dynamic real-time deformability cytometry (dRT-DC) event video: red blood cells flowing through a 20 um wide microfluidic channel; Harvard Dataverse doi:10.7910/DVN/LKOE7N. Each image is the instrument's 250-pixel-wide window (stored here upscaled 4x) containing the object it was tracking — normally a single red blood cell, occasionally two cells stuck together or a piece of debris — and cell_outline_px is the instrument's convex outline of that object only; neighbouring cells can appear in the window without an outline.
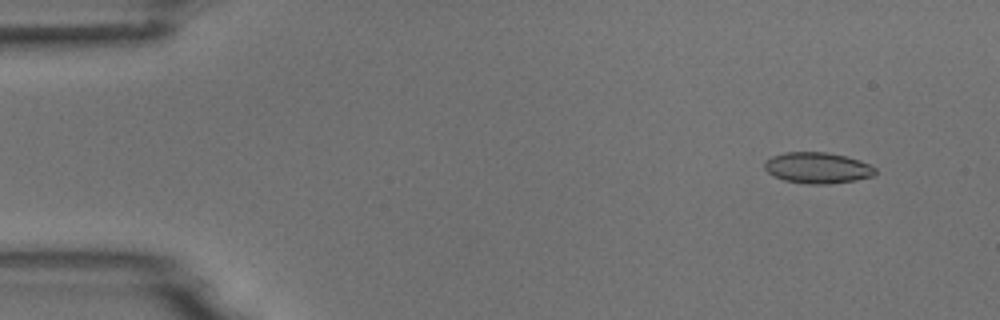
{"species": "common noctule bat (a hibernating species)", "species_latin": "Nyctalus noctula", "temperature_condition": "room temperature", "stored_images_in_passage": 15, "camera_frame_rate_fps": 3000, "um_per_image_px": 0.085, "animal": {"sex": "male", "body_mass_g": 18.8}, "frame": {"image": 1, "passage_image": 2, "time_ms": 0.333, "image_size_px": [1000, 320], "cell_outline_px": [[876, 172], [872, 176], [856, 180], [828, 184], [808, 184], [784, 180], [768, 172], [764, 168], [764, 160], [772, 156], [784, 152], [828, 152], [860, 160], [876, 168]], "centroid_in_image_um": [69.47, 14.26], "position_along_channel_um": 15.5, "area_um2": 20.0}}
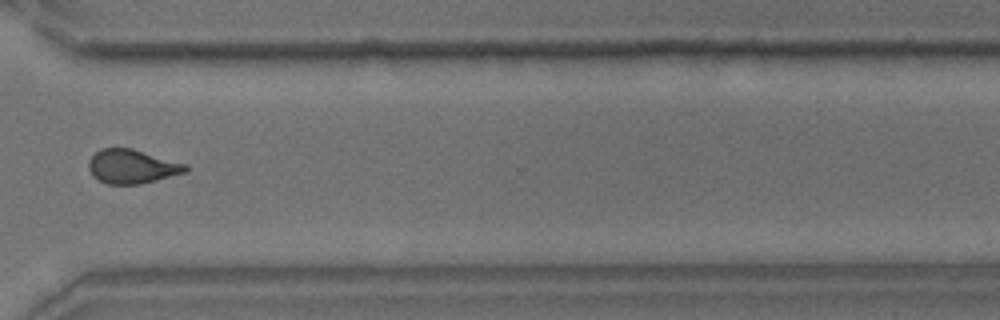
{"frame": {"image": 2, "passage_image": 12, "time_ms": 3.667, "image_size_px": [1000, 320], "cell_outline_px": [[188, 172], [140, 184], [108, 184], [92, 176], [88, 168], [88, 160], [100, 148], [132, 148], [188, 164]], "centroid_in_image_um": [11.24, 14.15], "position_along_channel_um": 359.4, "area_um2": 19.36}}
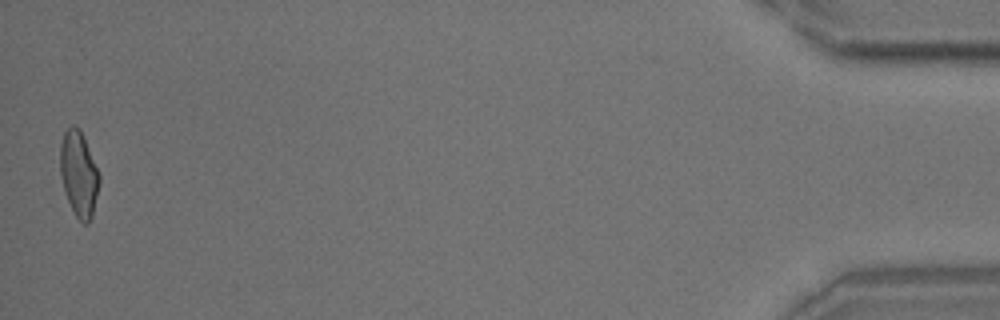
{"frame": {"image": 3, "passage_image": 15, "time_ms": 4.667, "image_size_px": [1000, 320], "cell_outline_px": [[100, 184], [92, 216], [88, 224], [84, 224], [76, 216], [64, 192], [60, 176], [60, 144], [64, 132], [72, 124], [80, 128], [100, 176]], "centroid_in_image_um": [6.69, 14.78], "position_along_channel_um": 428.5, "area_um2": 19.48}}